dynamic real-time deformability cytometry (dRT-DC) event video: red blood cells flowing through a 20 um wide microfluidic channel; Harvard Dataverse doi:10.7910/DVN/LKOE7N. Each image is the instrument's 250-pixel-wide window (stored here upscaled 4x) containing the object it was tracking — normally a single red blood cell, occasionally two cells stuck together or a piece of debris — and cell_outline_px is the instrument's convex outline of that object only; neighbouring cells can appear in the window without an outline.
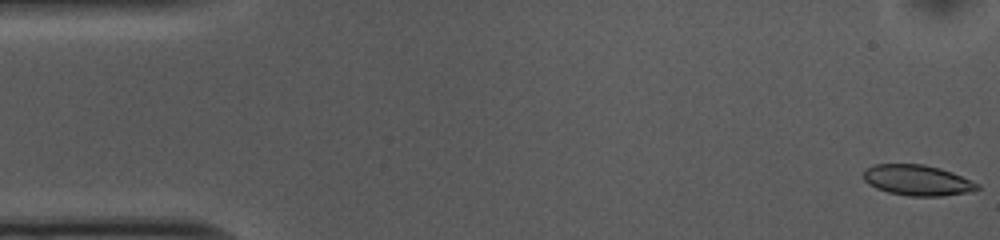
{"species": "common noctule bat (a hibernating species)", "species_latin": "Nyctalus noctula", "temperature_condition": "cold", "stored_images_in_passage": 53, "camera_frame_rate_fps": 3000, "um_per_image_px": 0.085, "animal": {"sex": "female", "body_mass_g": 10.0, "forearm_length_mm": 53.1}, "frame": {"image": 1, "passage_image": 1, "time_ms": 0.0, "image_size_px": [1000, 240], "cell_outline_px": [[980, 188], [968, 192], [944, 196], [908, 196], [888, 192], [876, 188], [868, 184], [864, 180], [864, 168], [872, 164], [924, 164], [940, 168], [952, 172], [980, 184]], "centroid_in_image_um": [77.96, 15.31], "position_along_channel_um": 7.0, "area_um2": 20.46}}
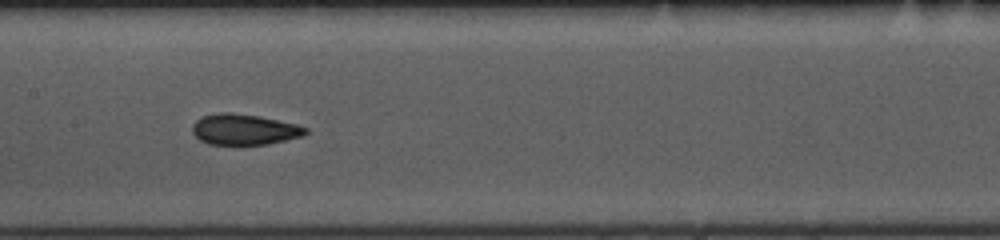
{"frame": {"image": 2, "passage_image": 25, "time_ms": 8.0, "image_size_px": [1000, 240], "cell_outline_px": [[308, 132], [304, 136], [268, 144], [208, 144], [200, 140], [192, 132], [192, 124], [200, 116], [220, 112], [232, 112], [260, 116], [296, 124], [308, 128]], "centroid_in_image_um": [20.75, 10.99], "position_along_channel_um": 186.6, "area_um2": 20.46}}
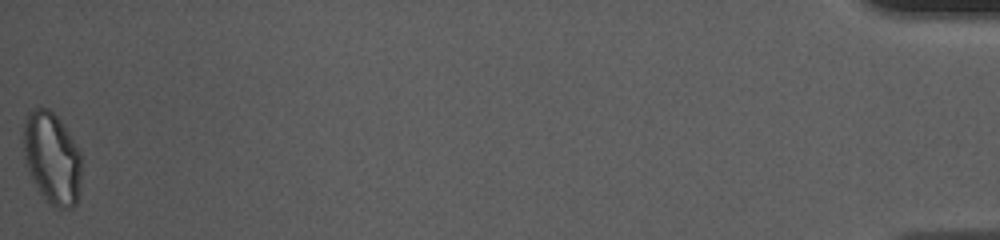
{"frame": {"image": 3, "passage_image": 53, "time_ms": 17.333, "image_size_px": [1000, 240], "cell_outline_px": [[80, 192], [76, 204], [72, 208], [56, 208], [48, 204], [36, 188], [24, 160], [24, 120], [28, 112], [40, 104], [48, 108], [64, 124], [80, 152]], "centroid_in_image_um": [4.41, 13.44], "position_along_channel_um": 430.8, "area_um2": 31.5}, "authors_computed_cell_mechanics": {"area_um2": 20.808, "velocity_mm_per_s": 3.7177, "shape_relaxation_time_tau1_ms": 5.6184, "shape_relaxation_time_tau2_ms": 1.5625, "deformation_change_tau1": 0.1285, "deformation_change_tau2": 0.0513}}